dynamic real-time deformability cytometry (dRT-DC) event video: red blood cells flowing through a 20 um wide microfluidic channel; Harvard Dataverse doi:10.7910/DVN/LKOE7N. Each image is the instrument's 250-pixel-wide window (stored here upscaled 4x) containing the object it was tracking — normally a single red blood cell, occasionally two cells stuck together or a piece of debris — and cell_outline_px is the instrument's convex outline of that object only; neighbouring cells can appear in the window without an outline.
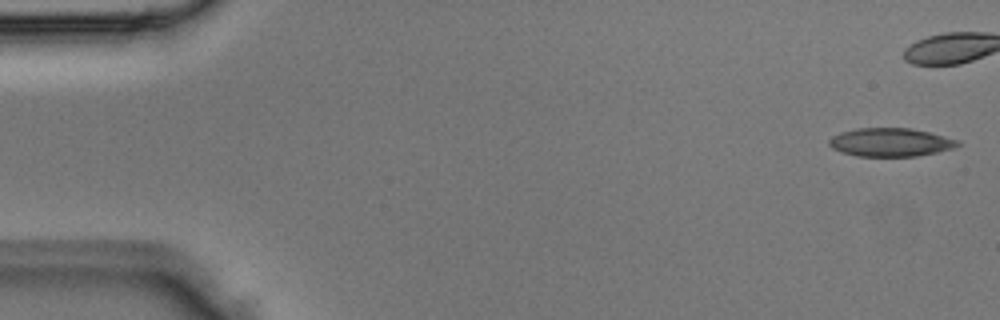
{"species": "Egyptian fruit bat (a non-hibernating species)", "species_latin": "Rousettus aegyptiacus", "temperature_condition": "room temperature", "stored_images_in_passage": 5, "camera_frame_rate_fps": 3000, "um_per_image_px": 0.085, "animal": {"sex": "male"}, "frame": {"image": 1, "passage_image": 1, "time_ms": 0.0, "image_size_px": [1000, 320], "cell_outline_px": [[960, 144], [952, 148], [936, 152], [916, 156], [856, 156], [840, 152], [832, 148], [828, 144], [828, 140], [832, 136], [840, 132], [856, 128], [912, 128], [960, 140]], "centroid_in_image_um": [75.65, 12.09], "position_along_channel_um": 9.4, "area_um2": 21.33}}